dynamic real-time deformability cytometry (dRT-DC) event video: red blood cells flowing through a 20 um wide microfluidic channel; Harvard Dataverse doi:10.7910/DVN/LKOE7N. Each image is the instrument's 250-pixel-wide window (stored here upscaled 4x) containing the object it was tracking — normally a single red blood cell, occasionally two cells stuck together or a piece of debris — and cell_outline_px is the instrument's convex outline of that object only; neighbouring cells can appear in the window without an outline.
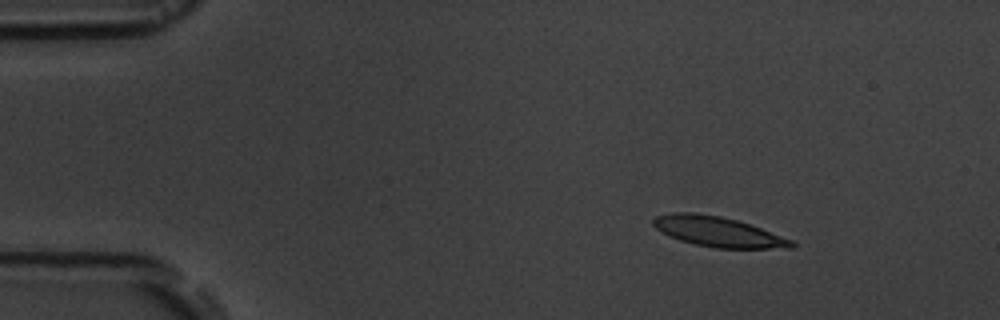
{"species": "common noctule bat (a hibernating species)", "species_latin": "Nyctalus noctula", "temperature_condition": "room temperature", "stored_images_in_passage": 7, "camera_frame_rate_fps": 3000, "um_per_image_px": 0.085, "animal": {"sex": "male", "body_mass_g": 19.5, "forearm_length_mm": 54.6}, "frame": {"image": 1, "passage_image": 2, "time_ms": 2.333, "image_size_px": [1000, 320], "cell_outline_px": [[796, 244], [792, 248], [716, 248], [696, 244], [680, 240], [668, 236], [660, 232], [652, 224], [652, 220], [656, 216], [672, 212], [692, 212], [720, 216], [736, 220], [760, 228], [792, 240]], "centroid_in_image_um": [60.98, 19.69], "position_along_channel_um": 24.0, "area_um2": 24.04}}
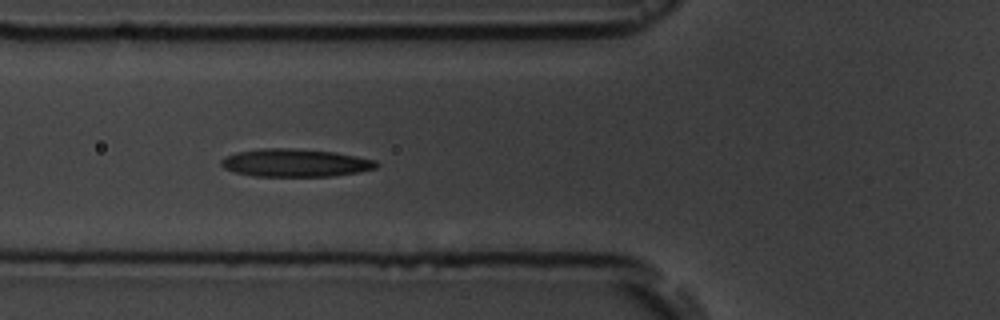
{"frame": {"image": 2, "passage_image": 6, "time_ms": 6.667, "image_size_px": [1000, 320], "cell_outline_px": [[380, 164], [376, 168], [360, 172], [332, 176], [252, 176], [232, 172], [224, 168], [220, 164], [220, 160], [224, 156], [236, 152], [260, 148], [296, 148], [332, 152], [356, 156], [376, 160]], "centroid_in_image_um": [25.06, 13.84], "position_along_channel_um": 100.7, "area_um2": 25.49}}
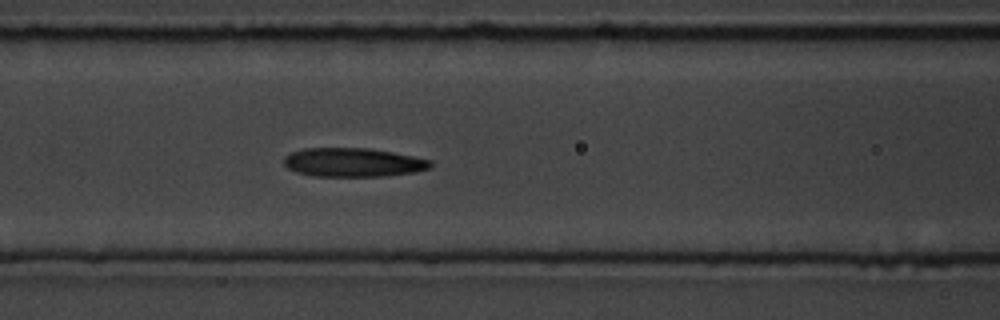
{"frame": {"image": 3, "passage_image": 7, "time_ms": 7.667, "image_size_px": [1000, 320], "cell_outline_px": [[432, 168], [416, 172], [384, 176], [312, 176], [296, 172], [288, 168], [284, 164], [284, 156], [292, 152], [304, 148], [372, 148], [432, 160]], "centroid_in_image_um": [30.03, 13.8], "position_along_channel_um": 136.6, "area_um2": 24.8}}